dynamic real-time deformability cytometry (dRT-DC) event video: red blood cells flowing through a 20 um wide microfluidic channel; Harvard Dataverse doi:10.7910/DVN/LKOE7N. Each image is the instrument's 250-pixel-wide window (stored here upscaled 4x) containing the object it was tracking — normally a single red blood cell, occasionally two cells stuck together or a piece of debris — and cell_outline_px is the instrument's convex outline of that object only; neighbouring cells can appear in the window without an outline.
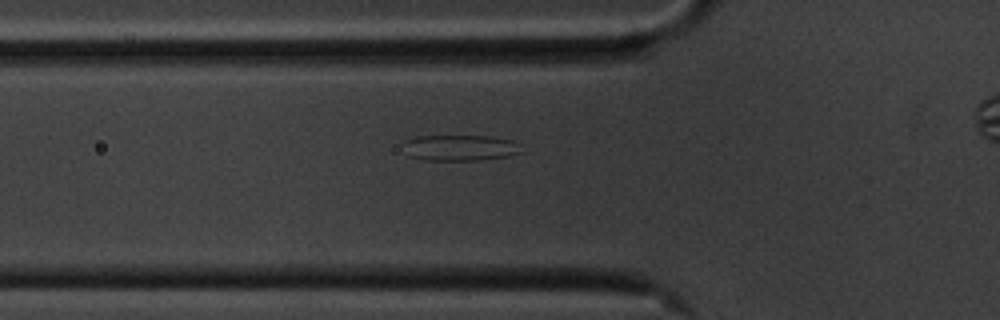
{"species": "common noctule bat (a hibernating species)", "species_latin": "Nyctalus noctula", "temperature_condition": "cold", "stored_images_in_passage": 33, "camera_frame_rate_fps": 3000, "um_per_image_px": 0.085, "animal": {"sex": "male", "body_mass_g": 20.1, "forearm_length_mm": 53.5}, "frame": {"image": 1, "passage_image": 2, "time_ms": 0.333, "image_size_px": [1000, 320], "cell_outline_px": [[524, 152], [508, 156], [480, 160], [424, 160], [408, 156], [408, 140], [416, 136], [492, 136], [512, 140]], "centroid_in_image_um": [39.19, 12.57], "position_along_channel_um": 86.6, "area_um2": 17.51}}
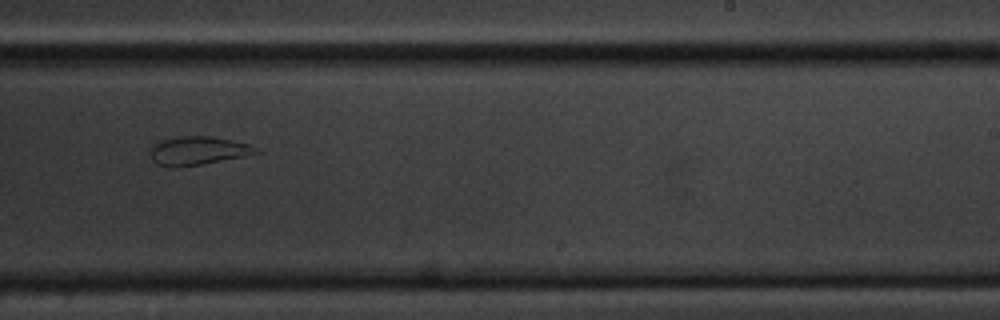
{"frame": {"image": 2, "passage_image": 18, "time_ms": 5.667, "image_size_px": [1000, 320], "cell_outline_px": [[260, 152], [248, 156], [200, 164], [156, 164], [152, 160], [152, 144], [160, 140], [180, 136], [212, 136], [248, 144], [256, 148]], "centroid_in_image_um": [16.88, 12.77], "position_along_channel_um": 272.1, "area_um2": 16.88}}
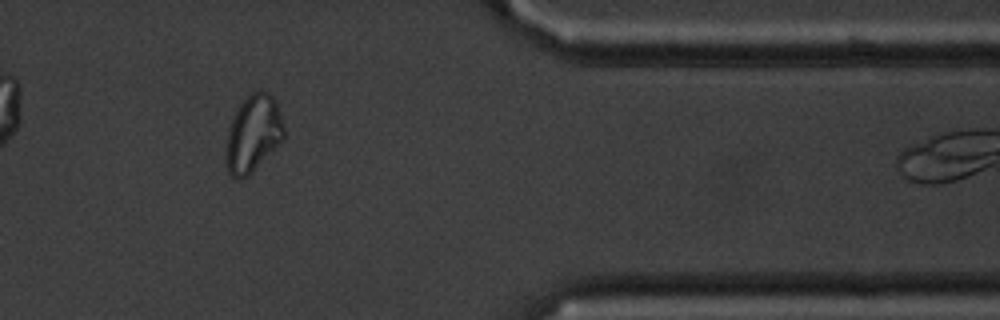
{"frame": {"image": 3, "passage_image": 30, "time_ms": 9.667, "image_size_px": [1000, 320], "cell_outline_px": [[284, 136], [252, 172], [248, 176], [240, 180], [232, 176], [228, 172], [228, 128], [240, 104], [252, 92], [268, 92], [276, 100], [284, 128]], "centroid_in_image_um": [21.53, 11.35], "position_along_channel_um": 389.9, "area_um2": 24.91}}